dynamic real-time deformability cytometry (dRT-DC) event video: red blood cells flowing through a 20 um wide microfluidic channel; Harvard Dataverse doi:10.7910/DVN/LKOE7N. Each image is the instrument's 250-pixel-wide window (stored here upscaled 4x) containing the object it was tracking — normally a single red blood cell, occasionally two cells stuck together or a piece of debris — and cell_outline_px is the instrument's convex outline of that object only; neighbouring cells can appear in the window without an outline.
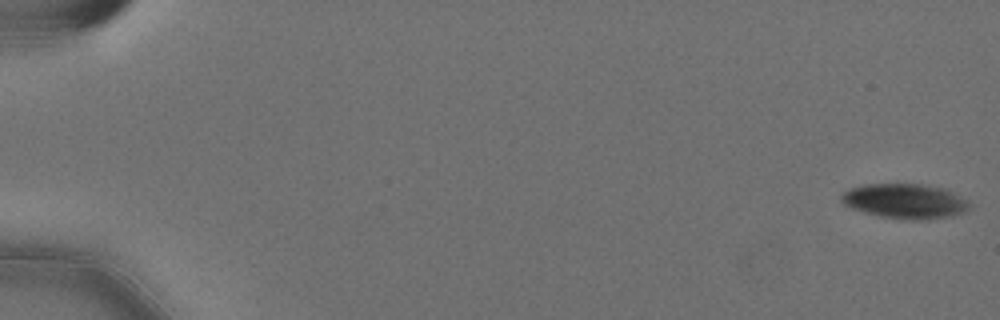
{"species": "Egyptian fruit bat (a non-hibernating species)", "species_latin": "Rousettus aegyptiacus", "temperature_condition": "cold", "stored_images_in_passage": 57, "camera_frame_rate_fps": 3000, "um_per_image_px": 0.085, "animal": {"sex": "female"}, "frame": {"image": 1, "passage_image": 1, "time_ms": 0.0, "image_size_px": [1000, 320], "cell_outline_px": [[968, 208], [964, 212], [952, 216], [924, 220], [912, 220], [880, 216], [852, 208], [844, 204], [840, 200], [840, 196], [848, 188], [864, 184], [920, 184], [944, 188], [968, 200]], "centroid_in_image_um": [76.91, 17.09], "position_along_channel_um": 8.1, "area_um2": 25.89}}
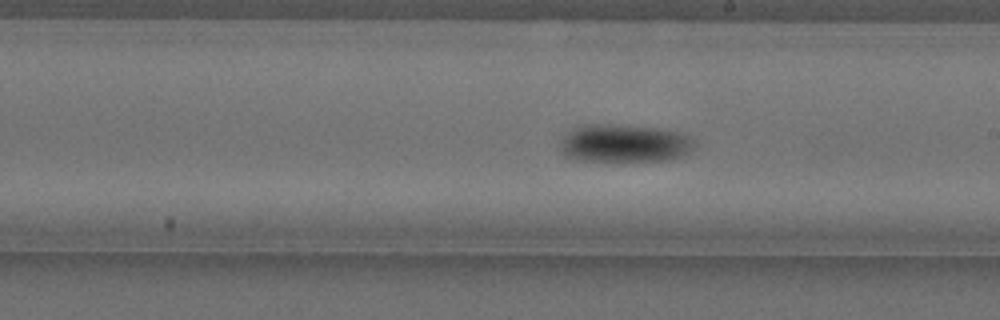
{"frame": {"image": 2, "passage_image": 34, "time_ms": 11.0, "image_size_px": [1000, 320], "cell_outline_px": [[696, 144], [688, 152], [680, 156], [668, 160], [576, 160], [564, 156], [560, 152], [560, 144], [564, 136], [568, 132], [576, 128], [588, 124], [608, 124], [656, 128], [680, 132], [688, 136]], "centroid_in_image_um": [53.04, 12.18], "position_along_channel_um": 236.0, "area_um2": 29.3}}
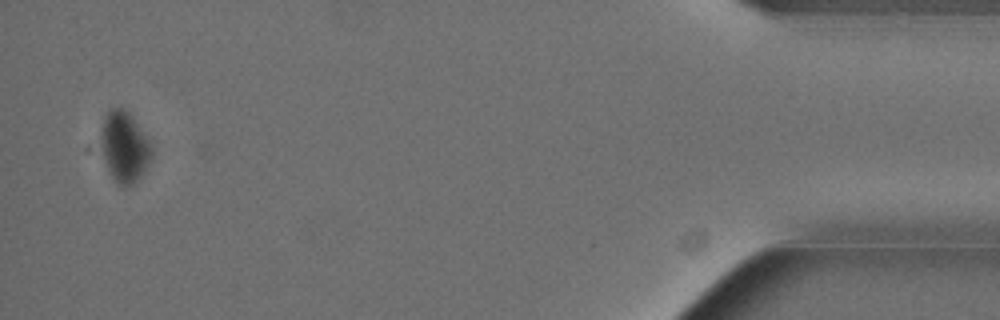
{"frame": {"image": 3, "passage_image": 56, "time_ms": 18.333, "image_size_px": [1000, 320], "cell_outline_px": [[152, 160], [136, 184], [128, 188], [116, 184], [108, 172], [104, 160], [100, 136], [100, 128], [104, 116], [112, 108], [120, 108], [128, 112], [132, 116], [152, 140]], "centroid_in_image_um": [10.61, 12.53], "position_along_channel_um": 424.6, "area_um2": 21.73}, "authors_computed_cell_mechanics": {"area_um2": 27.5706, "velocity_mm_per_s": 3.5635, "shape_relaxation_time_tau1_ms": 2.022, "shape_relaxation_time_tau2_ms": null, "deformation_change_tau1": 0.0526, "deformation_change_tau2": null}}